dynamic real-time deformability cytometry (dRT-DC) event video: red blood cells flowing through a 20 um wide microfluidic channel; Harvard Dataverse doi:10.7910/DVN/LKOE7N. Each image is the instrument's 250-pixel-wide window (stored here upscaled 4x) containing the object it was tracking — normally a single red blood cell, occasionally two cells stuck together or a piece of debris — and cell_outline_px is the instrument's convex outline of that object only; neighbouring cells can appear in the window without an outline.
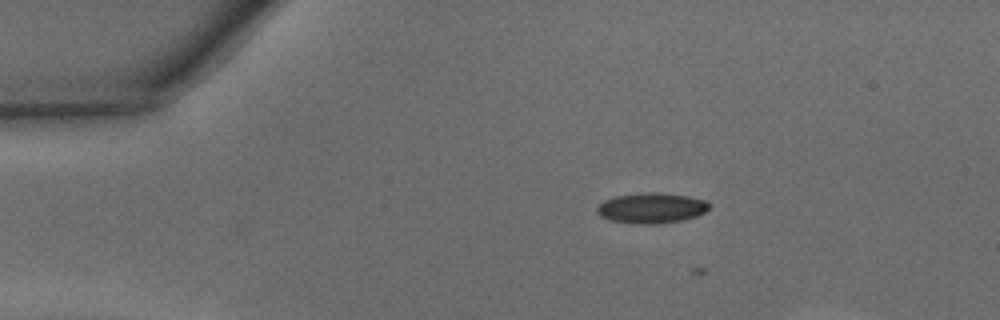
{"species": "common noctule bat (a hibernating species)", "species_latin": "Nyctalus noctula", "temperature_condition": "warm", "stored_images_in_passage": 4, "camera_frame_rate_fps": 3000, "um_per_image_px": 0.085, "animal": {"sex": "male", "body_mass_g": 15.6}, "frame": {"image": 1, "passage_image": 4, "time_ms": 1.0, "image_size_px": [1000, 320], "cell_outline_px": [[708, 208], [704, 212], [696, 216], [680, 220], [656, 224], [636, 224], [608, 220], [600, 216], [596, 212], [596, 208], [604, 200], [616, 196], [648, 192], [656, 192], [688, 196], [704, 200], [708, 204]], "centroid_in_image_um": [55.32, 17.69], "position_along_channel_um": 29.7, "area_um2": 19.71}}